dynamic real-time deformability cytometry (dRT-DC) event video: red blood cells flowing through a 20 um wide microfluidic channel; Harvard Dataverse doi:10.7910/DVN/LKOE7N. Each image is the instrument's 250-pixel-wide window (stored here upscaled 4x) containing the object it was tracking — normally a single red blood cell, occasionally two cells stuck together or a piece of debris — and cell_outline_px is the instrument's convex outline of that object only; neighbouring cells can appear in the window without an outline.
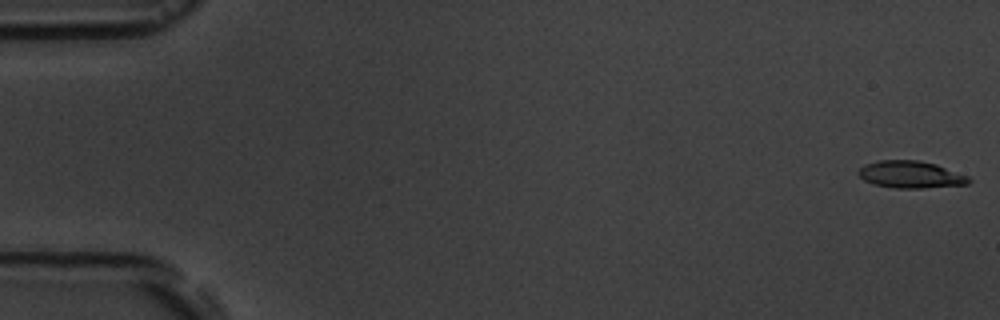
{"species": "common noctule bat (a hibernating species)", "species_latin": "Nyctalus noctula", "temperature_condition": "room temperature", "stored_images_in_passage": 4, "camera_frame_rate_fps": 3000, "um_per_image_px": 0.085, "animal": {"sex": "male", "body_mass_g": 19.5, "forearm_length_mm": 54.6}, "frame": {"image": 1, "passage_image": 1, "time_ms": 0.0, "image_size_px": [1000, 320], "cell_outline_px": [[972, 180], [968, 184], [920, 188], [892, 188], [872, 184], [864, 180], [856, 172], [864, 164], [880, 160], [920, 160], [936, 164], [968, 176]], "centroid_in_image_um": [77.38, 14.83], "position_along_channel_um": 7.6, "area_um2": 17.51}}